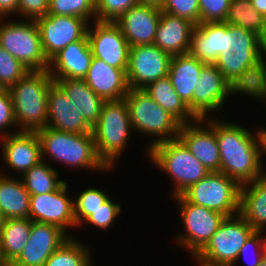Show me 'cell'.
<instances>
[{
	"mask_svg": "<svg viewBox=\"0 0 266 266\" xmlns=\"http://www.w3.org/2000/svg\"><path fill=\"white\" fill-rule=\"evenodd\" d=\"M205 65L189 53L172 56L170 62L168 77L176 93L191 112L192 94L198 84L197 81L200 78L201 70Z\"/></svg>",
	"mask_w": 266,
	"mask_h": 266,
	"instance_id": "484cf974",
	"label": "cell"
},
{
	"mask_svg": "<svg viewBox=\"0 0 266 266\" xmlns=\"http://www.w3.org/2000/svg\"><path fill=\"white\" fill-rule=\"evenodd\" d=\"M29 70L0 46V83L5 89L15 85Z\"/></svg>",
	"mask_w": 266,
	"mask_h": 266,
	"instance_id": "8d00e7d4",
	"label": "cell"
},
{
	"mask_svg": "<svg viewBox=\"0 0 266 266\" xmlns=\"http://www.w3.org/2000/svg\"><path fill=\"white\" fill-rule=\"evenodd\" d=\"M19 15V0H0V18Z\"/></svg>",
	"mask_w": 266,
	"mask_h": 266,
	"instance_id": "f6af8a7d",
	"label": "cell"
},
{
	"mask_svg": "<svg viewBox=\"0 0 266 266\" xmlns=\"http://www.w3.org/2000/svg\"><path fill=\"white\" fill-rule=\"evenodd\" d=\"M0 138L3 163L17 171L19 177L42 161L41 144L36 132L16 130Z\"/></svg>",
	"mask_w": 266,
	"mask_h": 266,
	"instance_id": "d6986e66",
	"label": "cell"
},
{
	"mask_svg": "<svg viewBox=\"0 0 266 266\" xmlns=\"http://www.w3.org/2000/svg\"><path fill=\"white\" fill-rule=\"evenodd\" d=\"M224 116L222 121L214 117L204 119L215 130L221 160L220 172L239 186L252 183L266 170L262 163L260 130L253 133L243 125L224 121Z\"/></svg>",
	"mask_w": 266,
	"mask_h": 266,
	"instance_id": "7a4b0ae2",
	"label": "cell"
},
{
	"mask_svg": "<svg viewBox=\"0 0 266 266\" xmlns=\"http://www.w3.org/2000/svg\"><path fill=\"white\" fill-rule=\"evenodd\" d=\"M172 56L155 44L129 49L127 82L130 89H143L149 83L168 76Z\"/></svg>",
	"mask_w": 266,
	"mask_h": 266,
	"instance_id": "7c38bea8",
	"label": "cell"
},
{
	"mask_svg": "<svg viewBox=\"0 0 266 266\" xmlns=\"http://www.w3.org/2000/svg\"><path fill=\"white\" fill-rule=\"evenodd\" d=\"M200 23L225 22L231 0H198Z\"/></svg>",
	"mask_w": 266,
	"mask_h": 266,
	"instance_id": "b9f144b4",
	"label": "cell"
},
{
	"mask_svg": "<svg viewBox=\"0 0 266 266\" xmlns=\"http://www.w3.org/2000/svg\"><path fill=\"white\" fill-rule=\"evenodd\" d=\"M254 231L239 214L225 217L207 244L193 258L199 266H232Z\"/></svg>",
	"mask_w": 266,
	"mask_h": 266,
	"instance_id": "ba28073f",
	"label": "cell"
},
{
	"mask_svg": "<svg viewBox=\"0 0 266 266\" xmlns=\"http://www.w3.org/2000/svg\"><path fill=\"white\" fill-rule=\"evenodd\" d=\"M224 22H207L195 25L189 54L204 64H215L222 52Z\"/></svg>",
	"mask_w": 266,
	"mask_h": 266,
	"instance_id": "4316f807",
	"label": "cell"
},
{
	"mask_svg": "<svg viewBox=\"0 0 266 266\" xmlns=\"http://www.w3.org/2000/svg\"><path fill=\"white\" fill-rule=\"evenodd\" d=\"M5 19L0 18V46L28 70H48L49 61L42 50L37 22L27 19L9 22Z\"/></svg>",
	"mask_w": 266,
	"mask_h": 266,
	"instance_id": "9c48e42d",
	"label": "cell"
},
{
	"mask_svg": "<svg viewBox=\"0 0 266 266\" xmlns=\"http://www.w3.org/2000/svg\"><path fill=\"white\" fill-rule=\"evenodd\" d=\"M180 210L184 232L177 236L178 245L186 248L193 257L207 244L219 228L225 215L220 212L190 203L183 195L173 197Z\"/></svg>",
	"mask_w": 266,
	"mask_h": 266,
	"instance_id": "8fae6325",
	"label": "cell"
},
{
	"mask_svg": "<svg viewBox=\"0 0 266 266\" xmlns=\"http://www.w3.org/2000/svg\"><path fill=\"white\" fill-rule=\"evenodd\" d=\"M252 7L266 18V0H250Z\"/></svg>",
	"mask_w": 266,
	"mask_h": 266,
	"instance_id": "bcb514c9",
	"label": "cell"
},
{
	"mask_svg": "<svg viewBox=\"0 0 266 266\" xmlns=\"http://www.w3.org/2000/svg\"><path fill=\"white\" fill-rule=\"evenodd\" d=\"M93 58L88 37L68 44L49 61L53 80L61 78L83 79Z\"/></svg>",
	"mask_w": 266,
	"mask_h": 266,
	"instance_id": "603a6c76",
	"label": "cell"
},
{
	"mask_svg": "<svg viewBox=\"0 0 266 266\" xmlns=\"http://www.w3.org/2000/svg\"><path fill=\"white\" fill-rule=\"evenodd\" d=\"M178 139L209 172H220L221 160L215 130L204 119L181 125Z\"/></svg>",
	"mask_w": 266,
	"mask_h": 266,
	"instance_id": "ac0fdd59",
	"label": "cell"
},
{
	"mask_svg": "<svg viewBox=\"0 0 266 266\" xmlns=\"http://www.w3.org/2000/svg\"><path fill=\"white\" fill-rule=\"evenodd\" d=\"M264 103L266 104V83H265V102Z\"/></svg>",
	"mask_w": 266,
	"mask_h": 266,
	"instance_id": "9f6ffc18",
	"label": "cell"
},
{
	"mask_svg": "<svg viewBox=\"0 0 266 266\" xmlns=\"http://www.w3.org/2000/svg\"><path fill=\"white\" fill-rule=\"evenodd\" d=\"M139 4V0H95L96 21L115 22L123 13Z\"/></svg>",
	"mask_w": 266,
	"mask_h": 266,
	"instance_id": "74e56055",
	"label": "cell"
},
{
	"mask_svg": "<svg viewBox=\"0 0 266 266\" xmlns=\"http://www.w3.org/2000/svg\"><path fill=\"white\" fill-rule=\"evenodd\" d=\"M160 18V7L139 4L123 13L115 23L132 47L153 44Z\"/></svg>",
	"mask_w": 266,
	"mask_h": 266,
	"instance_id": "ffe728a7",
	"label": "cell"
},
{
	"mask_svg": "<svg viewBox=\"0 0 266 266\" xmlns=\"http://www.w3.org/2000/svg\"><path fill=\"white\" fill-rule=\"evenodd\" d=\"M239 192L234 180L221 172H210L182 195L190 203L230 217L239 214Z\"/></svg>",
	"mask_w": 266,
	"mask_h": 266,
	"instance_id": "30bf717a",
	"label": "cell"
},
{
	"mask_svg": "<svg viewBox=\"0 0 266 266\" xmlns=\"http://www.w3.org/2000/svg\"><path fill=\"white\" fill-rule=\"evenodd\" d=\"M3 217H2V215H1V213H0V225L3 223Z\"/></svg>",
	"mask_w": 266,
	"mask_h": 266,
	"instance_id": "11a10c76",
	"label": "cell"
},
{
	"mask_svg": "<svg viewBox=\"0 0 266 266\" xmlns=\"http://www.w3.org/2000/svg\"><path fill=\"white\" fill-rule=\"evenodd\" d=\"M69 238L70 235L58 226L32 221L28 242L10 266H43Z\"/></svg>",
	"mask_w": 266,
	"mask_h": 266,
	"instance_id": "e0dca14e",
	"label": "cell"
},
{
	"mask_svg": "<svg viewBox=\"0 0 266 266\" xmlns=\"http://www.w3.org/2000/svg\"><path fill=\"white\" fill-rule=\"evenodd\" d=\"M41 35V46L50 61L68 44L87 37L89 23L81 17L47 14L36 20Z\"/></svg>",
	"mask_w": 266,
	"mask_h": 266,
	"instance_id": "4fadbf2b",
	"label": "cell"
},
{
	"mask_svg": "<svg viewBox=\"0 0 266 266\" xmlns=\"http://www.w3.org/2000/svg\"><path fill=\"white\" fill-rule=\"evenodd\" d=\"M54 81L65 91L84 120L93 127L98 122L105 100L96 95L84 79L61 78Z\"/></svg>",
	"mask_w": 266,
	"mask_h": 266,
	"instance_id": "83f0119b",
	"label": "cell"
},
{
	"mask_svg": "<svg viewBox=\"0 0 266 266\" xmlns=\"http://www.w3.org/2000/svg\"><path fill=\"white\" fill-rule=\"evenodd\" d=\"M161 11L185 18L195 25L200 23V7L198 0H164Z\"/></svg>",
	"mask_w": 266,
	"mask_h": 266,
	"instance_id": "ab89813d",
	"label": "cell"
},
{
	"mask_svg": "<svg viewBox=\"0 0 266 266\" xmlns=\"http://www.w3.org/2000/svg\"><path fill=\"white\" fill-rule=\"evenodd\" d=\"M133 130L125 99L105 101L92 127L96 152L109 169H115Z\"/></svg>",
	"mask_w": 266,
	"mask_h": 266,
	"instance_id": "5b68a950",
	"label": "cell"
},
{
	"mask_svg": "<svg viewBox=\"0 0 266 266\" xmlns=\"http://www.w3.org/2000/svg\"><path fill=\"white\" fill-rule=\"evenodd\" d=\"M121 206L120 204L115 203L112 201V199L109 197L101 207H99L97 210L93 211V214H91L84 222L87 225L91 224L93 227L99 228V229H108L109 227L113 225V222L117 219L116 217L121 214Z\"/></svg>",
	"mask_w": 266,
	"mask_h": 266,
	"instance_id": "60d3db41",
	"label": "cell"
},
{
	"mask_svg": "<svg viewBox=\"0 0 266 266\" xmlns=\"http://www.w3.org/2000/svg\"><path fill=\"white\" fill-rule=\"evenodd\" d=\"M90 248L71 235L54 251L43 266H92Z\"/></svg>",
	"mask_w": 266,
	"mask_h": 266,
	"instance_id": "836d02e7",
	"label": "cell"
},
{
	"mask_svg": "<svg viewBox=\"0 0 266 266\" xmlns=\"http://www.w3.org/2000/svg\"><path fill=\"white\" fill-rule=\"evenodd\" d=\"M40 161L29 169L21 179L30 195H40L56 191L64 182L58 178V171L49 165V161Z\"/></svg>",
	"mask_w": 266,
	"mask_h": 266,
	"instance_id": "1f68e13d",
	"label": "cell"
},
{
	"mask_svg": "<svg viewBox=\"0 0 266 266\" xmlns=\"http://www.w3.org/2000/svg\"><path fill=\"white\" fill-rule=\"evenodd\" d=\"M263 234L266 233L263 231H254L249 236L244 246L240 249L236 262L232 266H235V264L240 261L239 259L242 258L245 259L247 266H258L260 264L264 254L266 253V236ZM249 254L251 256H249Z\"/></svg>",
	"mask_w": 266,
	"mask_h": 266,
	"instance_id": "f35d334b",
	"label": "cell"
},
{
	"mask_svg": "<svg viewBox=\"0 0 266 266\" xmlns=\"http://www.w3.org/2000/svg\"><path fill=\"white\" fill-rule=\"evenodd\" d=\"M109 198V195L101 189L89 187L73 198L74 217L76 226H82L83 222L93 214Z\"/></svg>",
	"mask_w": 266,
	"mask_h": 266,
	"instance_id": "e575fe53",
	"label": "cell"
},
{
	"mask_svg": "<svg viewBox=\"0 0 266 266\" xmlns=\"http://www.w3.org/2000/svg\"><path fill=\"white\" fill-rule=\"evenodd\" d=\"M32 221L29 218L4 219L0 225V252L6 266L22 253L28 242Z\"/></svg>",
	"mask_w": 266,
	"mask_h": 266,
	"instance_id": "f546056e",
	"label": "cell"
},
{
	"mask_svg": "<svg viewBox=\"0 0 266 266\" xmlns=\"http://www.w3.org/2000/svg\"><path fill=\"white\" fill-rule=\"evenodd\" d=\"M36 133L40 140L43 161L51 158L66 167L84 168L96 172L113 170L109 169L97 155L93 133L61 132L50 127L37 130Z\"/></svg>",
	"mask_w": 266,
	"mask_h": 266,
	"instance_id": "3957f363",
	"label": "cell"
},
{
	"mask_svg": "<svg viewBox=\"0 0 266 266\" xmlns=\"http://www.w3.org/2000/svg\"><path fill=\"white\" fill-rule=\"evenodd\" d=\"M127 69L110 66L104 60L93 57L86 76L89 88L105 101L121 100L129 92Z\"/></svg>",
	"mask_w": 266,
	"mask_h": 266,
	"instance_id": "7402d4cb",
	"label": "cell"
},
{
	"mask_svg": "<svg viewBox=\"0 0 266 266\" xmlns=\"http://www.w3.org/2000/svg\"><path fill=\"white\" fill-rule=\"evenodd\" d=\"M17 127L11 95L8 89L0 93V138L10 135L9 128ZM8 130L6 132L5 130ZM3 131V132H2ZM2 132V134H1Z\"/></svg>",
	"mask_w": 266,
	"mask_h": 266,
	"instance_id": "7bdbcfd3",
	"label": "cell"
},
{
	"mask_svg": "<svg viewBox=\"0 0 266 266\" xmlns=\"http://www.w3.org/2000/svg\"><path fill=\"white\" fill-rule=\"evenodd\" d=\"M53 81L48 70H29L8 89L18 132H36L47 126V94Z\"/></svg>",
	"mask_w": 266,
	"mask_h": 266,
	"instance_id": "277c9868",
	"label": "cell"
},
{
	"mask_svg": "<svg viewBox=\"0 0 266 266\" xmlns=\"http://www.w3.org/2000/svg\"><path fill=\"white\" fill-rule=\"evenodd\" d=\"M48 116L47 126L69 133H92V127L80 115L70 102L65 91L53 81L47 94Z\"/></svg>",
	"mask_w": 266,
	"mask_h": 266,
	"instance_id": "44dd1931",
	"label": "cell"
},
{
	"mask_svg": "<svg viewBox=\"0 0 266 266\" xmlns=\"http://www.w3.org/2000/svg\"><path fill=\"white\" fill-rule=\"evenodd\" d=\"M214 65L237 93L265 101L266 71L258 35L224 22L222 52Z\"/></svg>",
	"mask_w": 266,
	"mask_h": 266,
	"instance_id": "6da1fadb",
	"label": "cell"
},
{
	"mask_svg": "<svg viewBox=\"0 0 266 266\" xmlns=\"http://www.w3.org/2000/svg\"><path fill=\"white\" fill-rule=\"evenodd\" d=\"M239 215L255 230L266 229V173L240 186Z\"/></svg>",
	"mask_w": 266,
	"mask_h": 266,
	"instance_id": "d4e9b609",
	"label": "cell"
},
{
	"mask_svg": "<svg viewBox=\"0 0 266 266\" xmlns=\"http://www.w3.org/2000/svg\"><path fill=\"white\" fill-rule=\"evenodd\" d=\"M124 99L133 130L155 137L146 146V151L158 143L178 138L181 124L143 89H129Z\"/></svg>",
	"mask_w": 266,
	"mask_h": 266,
	"instance_id": "52a82bcc",
	"label": "cell"
},
{
	"mask_svg": "<svg viewBox=\"0 0 266 266\" xmlns=\"http://www.w3.org/2000/svg\"><path fill=\"white\" fill-rule=\"evenodd\" d=\"M197 83L192 94V114L197 119H205L211 117L213 112H221L227 97L237 94L214 64H206L202 68Z\"/></svg>",
	"mask_w": 266,
	"mask_h": 266,
	"instance_id": "5bb4252c",
	"label": "cell"
},
{
	"mask_svg": "<svg viewBox=\"0 0 266 266\" xmlns=\"http://www.w3.org/2000/svg\"><path fill=\"white\" fill-rule=\"evenodd\" d=\"M4 90H5V88L0 83V93L3 92Z\"/></svg>",
	"mask_w": 266,
	"mask_h": 266,
	"instance_id": "db71d44e",
	"label": "cell"
},
{
	"mask_svg": "<svg viewBox=\"0 0 266 266\" xmlns=\"http://www.w3.org/2000/svg\"><path fill=\"white\" fill-rule=\"evenodd\" d=\"M195 24L161 11L153 44L171 56L187 54Z\"/></svg>",
	"mask_w": 266,
	"mask_h": 266,
	"instance_id": "cb8c5ba5",
	"label": "cell"
},
{
	"mask_svg": "<svg viewBox=\"0 0 266 266\" xmlns=\"http://www.w3.org/2000/svg\"><path fill=\"white\" fill-rule=\"evenodd\" d=\"M67 182L56 191L30 195L29 219L60 227L69 235L68 229L76 228L73 198L68 196Z\"/></svg>",
	"mask_w": 266,
	"mask_h": 266,
	"instance_id": "9a60e30c",
	"label": "cell"
},
{
	"mask_svg": "<svg viewBox=\"0 0 266 266\" xmlns=\"http://www.w3.org/2000/svg\"><path fill=\"white\" fill-rule=\"evenodd\" d=\"M265 56H266V41H261V59H262L263 67L266 71V57Z\"/></svg>",
	"mask_w": 266,
	"mask_h": 266,
	"instance_id": "681fc988",
	"label": "cell"
},
{
	"mask_svg": "<svg viewBox=\"0 0 266 266\" xmlns=\"http://www.w3.org/2000/svg\"><path fill=\"white\" fill-rule=\"evenodd\" d=\"M260 130L261 139H262V154L263 156L266 155V129L262 127ZM266 173V170H265Z\"/></svg>",
	"mask_w": 266,
	"mask_h": 266,
	"instance_id": "7dc6e473",
	"label": "cell"
},
{
	"mask_svg": "<svg viewBox=\"0 0 266 266\" xmlns=\"http://www.w3.org/2000/svg\"><path fill=\"white\" fill-rule=\"evenodd\" d=\"M225 22L250 31L260 38L266 30V18L252 7L250 0H231Z\"/></svg>",
	"mask_w": 266,
	"mask_h": 266,
	"instance_id": "d6a6232c",
	"label": "cell"
},
{
	"mask_svg": "<svg viewBox=\"0 0 266 266\" xmlns=\"http://www.w3.org/2000/svg\"><path fill=\"white\" fill-rule=\"evenodd\" d=\"M48 14L96 21L95 0H49Z\"/></svg>",
	"mask_w": 266,
	"mask_h": 266,
	"instance_id": "d590c367",
	"label": "cell"
},
{
	"mask_svg": "<svg viewBox=\"0 0 266 266\" xmlns=\"http://www.w3.org/2000/svg\"><path fill=\"white\" fill-rule=\"evenodd\" d=\"M164 0H139L140 4H146V5H154L157 7H161Z\"/></svg>",
	"mask_w": 266,
	"mask_h": 266,
	"instance_id": "c3c4849f",
	"label": "cell"
},
{
	"mask_svg": "<svg viewBox=\"0 0 266 266\" xmlns=\"http://www.w3.org/2000/svg\"><path fill=\"white\" fill-rule=\"evenodd\" d=\"M5 174L0 173V213L3 219L29 218L30 194L21 177L15 179Z\"/></svg>",
	"mask_w": 266,
	"mask_h": 266,
	"instance_id": "f1b7e54d",
	"label": "cell"
},
{
	"mask_svg": "<svg viewBox=\"0 0 266 266\" xmlns=\"http://www.w3.org/2000/svg\"><path fill=\"white\" fill-rule=\"evenodd\" d=\"M49 0H19L20 19L37 20L48 14ZM22 16V17H21Z\"/></svg>",
	"mask_w": 266,
	"mask_h": 266,
	"instance_id": "ee69618b",
	"label": "cell"
},
{
	"mask_svg": "<svg viewBox=\"0 0 266 266\" xmlns=\"http://www.w3.org/2000/svg\"><path fill=\"white\" fill-rule=\"evenodd\" d=\"M258 266H266V253L264 254L260 264Z\"/></svg>",
	"mask_w": 266,
	"mask_h": 266,
	"instance_id": "f907efd6",
	"label": "cell"
},
{
	"mask_svg": "<svg viewBox=\"0 0 266 266\" xmlns=\"http://www.w3.org/2000/svg\"><path fill=\"white\" fill-rule=\"evenodd\" d=\"M261 41H266V30H265V32H264L262 38H261Z\"/></svg>",
	"mask_w": 266,
	"mask_h": 266,
	"instance_id": "f5cc1de1",
	"label": "cell"
},
{
	"mask_svg": "<svg viewBox=\"0 0 266 266\" xmlns=\"http://www.w3.org/2000/svg\"><path fill=\"white\" fill-rule=\"evenodd\" d=\"M88 27L87 37L93 57L104 60L118 69H127L130 45L115 22L94 21Z\"/></svg>",
	"mask_w": 266,
	"mask_h": 266,
	"instance_id": "2e32d148",
	"label": "cell"
},
{
	"mask_svg": "<svg viewBox=\"0 0 266 266\" xmlns=\"http://www.w3.org/2000/svg\"><path fill=\"white\" fill-rule=\"evenodd\" d=\"M0 266H6L5 263L2 260L1 252H0Z\"/></svg>",
	"mask_w": 266,
	"mask_h": 266,
	"instance_id": "816d5d0a",
	"label": "cell"
},
{
	"mask_svg": "<svg viewBox=\"0 0 266 266\" xmlns=\"http://www.w3.org/2000/svg\"><path fill=\"white\" fill-rule=\"evenodd\" d=\"M143 90L181 125L197 120L176 93L168 76L149 83Z\"/></svg>",
	"mask_w": 266,
	"mask_h": 266,
	"instance_id": "4dcf8cb0",
	"label": "cell"
},
{
	"mask_svg": "<svg viewBox=\"0 0 266 266\" xmlns=\"http://www.w3.org/2000/svg\"><path fill=\"white\" fill-rule=\"evenodd\" d=\"M146 153L147 159L174 182L172 198L182 195L210 173L178 138L158 143Z\"/></svg>",
	"mask_w": 266,
	"mask_h": 266,
	"instance_id": "8992f818",
	"label": "cell"
}]
</instances>
